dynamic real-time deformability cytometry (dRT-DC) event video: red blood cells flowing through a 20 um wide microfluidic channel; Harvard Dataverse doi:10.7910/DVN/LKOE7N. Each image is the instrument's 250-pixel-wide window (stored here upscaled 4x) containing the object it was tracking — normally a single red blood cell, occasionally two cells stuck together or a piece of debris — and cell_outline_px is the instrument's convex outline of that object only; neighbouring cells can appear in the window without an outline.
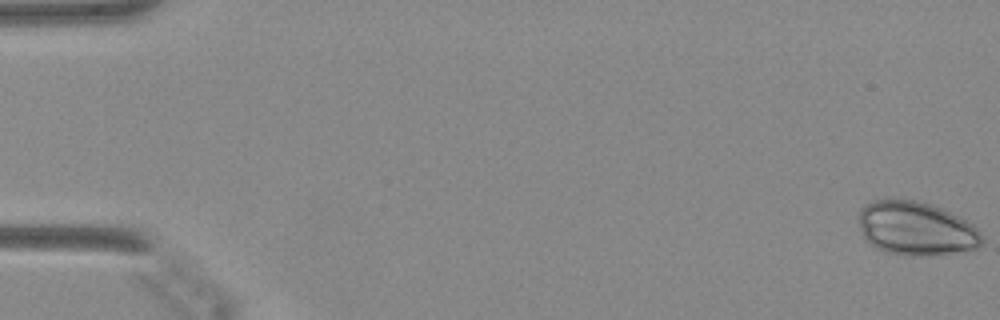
{"species": "Egyptian fruit bat (a non-hibernating species)", "species_latin": "Rousettus aegyptiacus", "temperature_condition": "warm", "stored_images_in_passage": 33, "camera_frame_rate_fps": 3000, "um_per_image_px": 0.085, "animal": {"sex": "female"}, "frame": {"image": 1, "passage_image": 1, "time_ms": 0.0, "image_size_px": [1000, 320], "cell_outline_px": [[984, 240], [976, 248], [936, 256], [904, 256], [888, 252], [876, 248], [864, 240], [860, 228], [860, 208], [864, 204], [872, 200], [916, 200], [932, 204], [972, 224], [980, 232]], "centroid_in_image_um": [77.84, 19.45], "position_along_channel_um": 7.2, "area_um2": 38.67}}
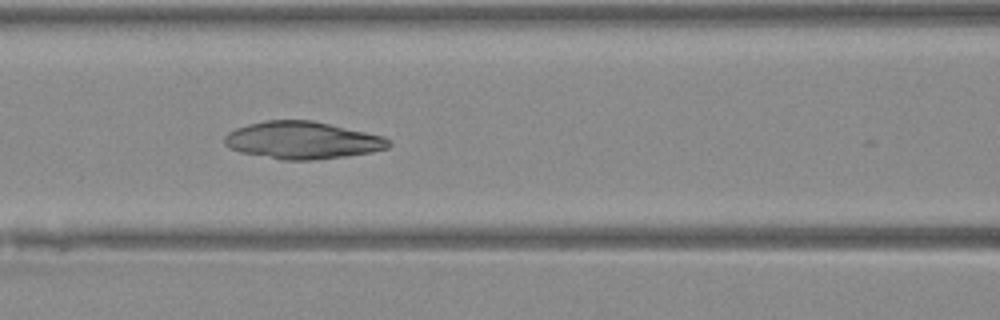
{"frame": {"image": 2, "passage_image": 22, "time_ms": 7.0, "image_size_px": [1000, 320], "cell_outline_px": [[392, 144], [388, 148], [372, 152], [344, 156], [312, 160], [284, 160], [240, 152], [228, 148], [224, 144], [224, 136], [228, 132], [236, 128], [248, 124], [264, 120], [312, 120], [384, 136]], "centroid_in_image_um": [25.68, 11.92], "position_along_channel_um": 140.9, "area_um2": 35.72}}
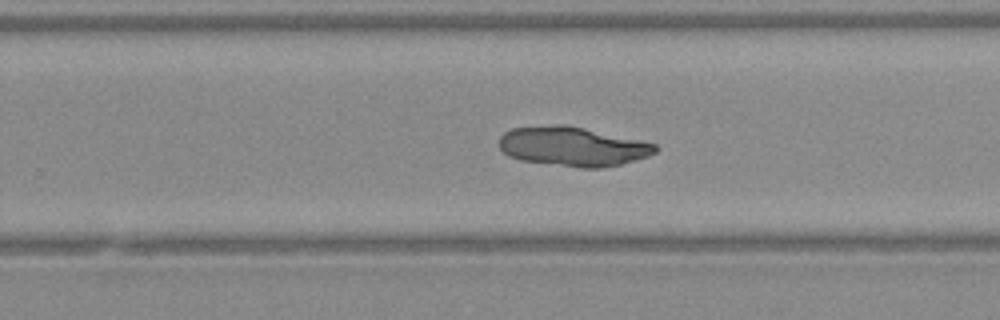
{"frame": {"image": 3, "passage_image": 32, "time_ms": 10.333, "image_size_px": [1000, 320], "cell_outline_px": [[660, 148], [656, 152], [648, 156], [620, 164], [604, 168], [580, 168], [520, 160], [508, 156], [500, 148], [500, 136], [504, 132], [512, 128], [556, 124], [568, 124], [640, 140], [656, 144]], "centroid_in_image_um": [48.68, 12.44], "position_along_channel_um": 281.1, "area_um2": 36.01}}